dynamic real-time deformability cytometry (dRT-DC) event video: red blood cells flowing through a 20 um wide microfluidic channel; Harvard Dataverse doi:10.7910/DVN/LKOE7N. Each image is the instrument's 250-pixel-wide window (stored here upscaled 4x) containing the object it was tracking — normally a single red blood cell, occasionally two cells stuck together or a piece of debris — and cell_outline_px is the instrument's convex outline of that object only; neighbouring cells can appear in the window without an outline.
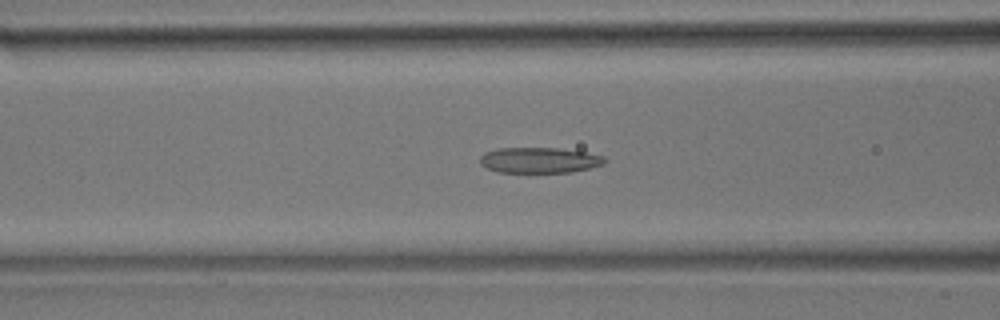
{"species": "common noctule bat (a hibernating species)", "species_latin": "Nyctalus noctula", "temperature_condition": "room temperature", "stored_images_in_passage": 51, "camera_frame_rate_fps": 3000, "um_per_image_px": 0.085, "animal": {"sex": "male", "body_mass_g": 17.9}, "frame": {"image": 1, "passage_image": 19, "time_ms": 6.0, "image_size_px": [1000, 320], "cell_outline_px": [[608, 160], [604, 164], [592, 168], [572, 172], [496, 172], [480, 164], [480, 156], [484, 152], [496, 148], [560, 148], [584, 152], [604, 156]], "centroid_in_image_um": [45.86, 13.61], "position_along_channel_um": 120.7, "area_um2": 18.79}}
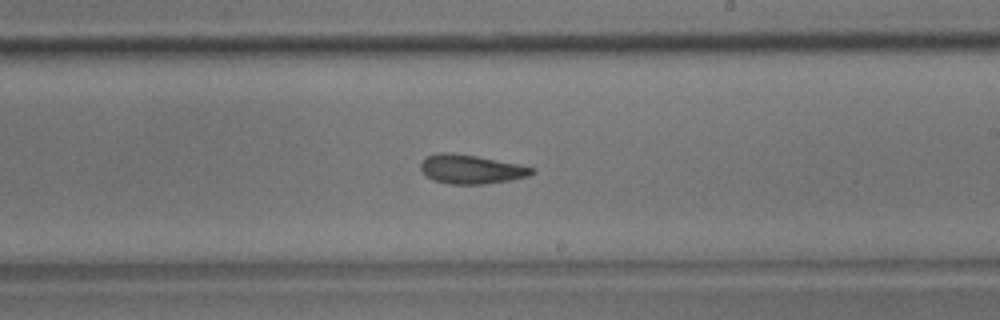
{"frame": {"image": 2, "passage_image": 29, "time_ms": 9.333, "image_size_px": [1000, 320], "cell_outline_px": [[536, 172], [528, 176], [512, 180], [484, 184], [452, 184], [432, 180], [420, 168], [420, 164], [428, 156], [440, 152], [452, 152], [476, 156], [520, 164], [536, 168]], "centroid_in_image_um": [40.09, 14.38], "position_along_channel_um": 248.9, "area_um2": 18.84}}
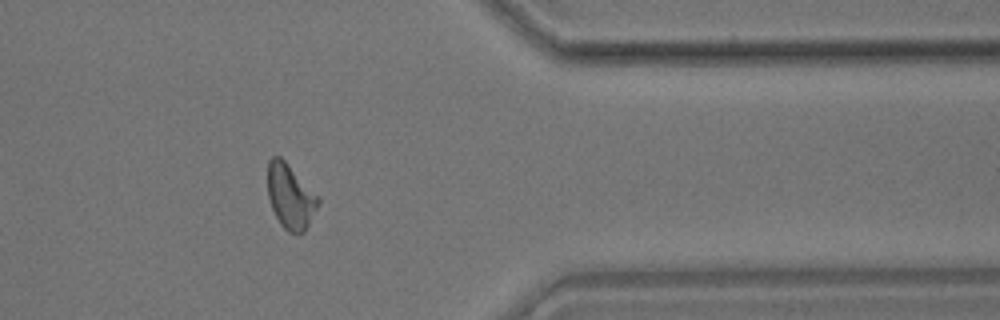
{"frame": {"image": 3, "passage_image": 41, "time_ms": 13.333, "image_size_px": [1000, 320], "cell_outline_px": [[320, 204], [304, 232], [288, 232], [280, 224], [272, 208], [268, 196], [268, 160], [272, 156], [280, 156], [320, 196]], "centroid_in_image_um": [24.7, 16.68], "position_along_channel_um": 386.7, "area_um2": 19.07}}